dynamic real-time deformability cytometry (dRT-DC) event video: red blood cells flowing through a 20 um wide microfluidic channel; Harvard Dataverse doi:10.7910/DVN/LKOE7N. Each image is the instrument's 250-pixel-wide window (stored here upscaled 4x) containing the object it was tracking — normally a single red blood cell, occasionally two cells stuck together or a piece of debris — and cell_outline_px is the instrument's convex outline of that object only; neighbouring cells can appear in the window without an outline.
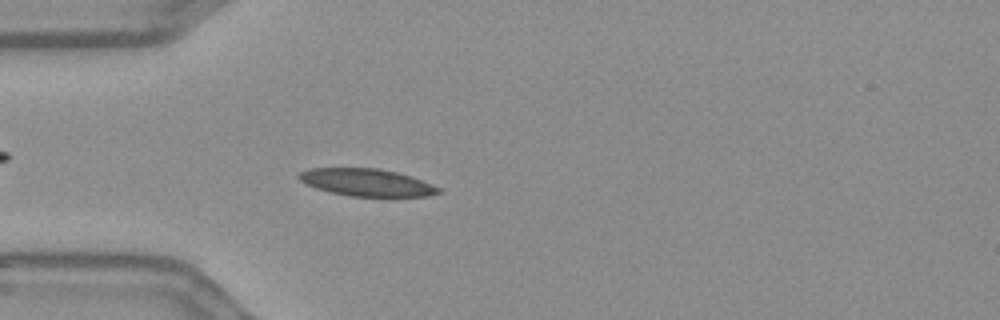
{"species": "Egyptian fruit bat (a non-hibernating species)", "species_latin": "Rousettus aegyptiacus", "temperature_condition": "warm", "stored_images_in_passage": 49, "camera_frame_rate_fps": 3000, "um_per_image_px": 0.085, "frame": {"image": 1, "passage_image": 9, "time_ms": 2.667, "image_size_px": [1000, 320], "cell_outline_px": [[440, 192], [428, 196], [348, 196], [328, 192], [304, 184], [296, 176], [300, 172], [308, 168], [380, 168], [396, 172], [432, 184], [440, 188]], "centroid_in_image_um": [31.09, 15.5], "position_along_channel_um": 53.9, "area_um2": 22.2}}
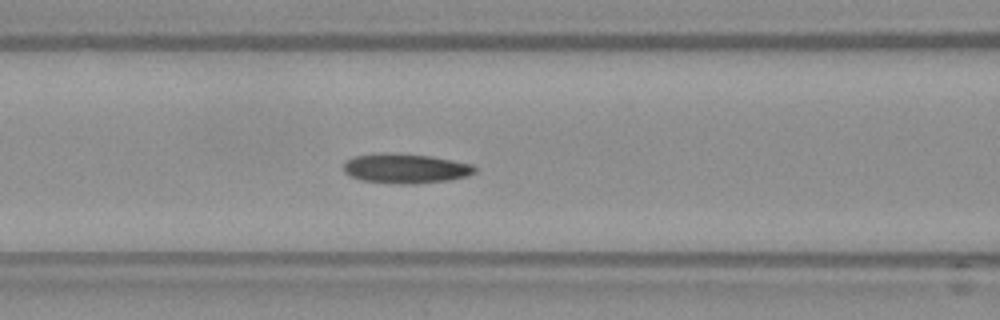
{"frame": {"image": 2, "passage_image": 16, "time_ms": 5.0, "image_size_px": [1000, 320], "cell_outline_px": [[476, 172], [468, 176], [448, 180], [412, 184], [400, 184], [360, 180], [344, 172], [344, 164], [352, 156], [380, 152], [388, 152], [432, 156], [472, 164], [476, 168]], "centroid_in_image_um": [34.47, 14.31], "position_along_channel_um": 132.1, "area_um2": 22.83}}
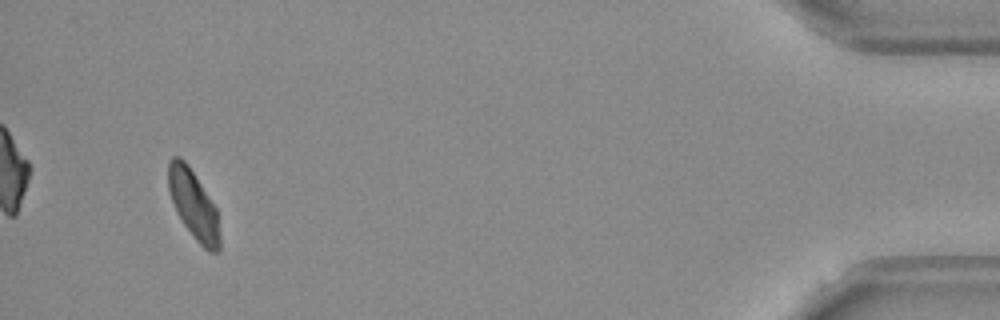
{"frame": {"image": 3, "passage_image": 46, "time_ms": 15.0, "image_size_px": [1000, 320], "cell_outline_px": [[220, 252], [208, 252], [196, 240], [184, 224], [176, 212], [168, 192], [168, 160], [172, 156], [180, 156], [188, 164], [216, 208], [220, 236]], "centroid_in_image_um": [16.43, 17.38], "position_along_channel_um": 418.8, "area_um2": 20.69}, "authors_computed_cell_mechanics": {"area_um2": 22.0796, "velocity_mm_per_s": 3.6242, "shape_relaxation_time_tau1_ms": 4.7698, "shape_relaxation_time_tau2_ms": 2.2403, "deformation_change_tau1": 0.1218, "deformation_change_tau2": 0.0726}}